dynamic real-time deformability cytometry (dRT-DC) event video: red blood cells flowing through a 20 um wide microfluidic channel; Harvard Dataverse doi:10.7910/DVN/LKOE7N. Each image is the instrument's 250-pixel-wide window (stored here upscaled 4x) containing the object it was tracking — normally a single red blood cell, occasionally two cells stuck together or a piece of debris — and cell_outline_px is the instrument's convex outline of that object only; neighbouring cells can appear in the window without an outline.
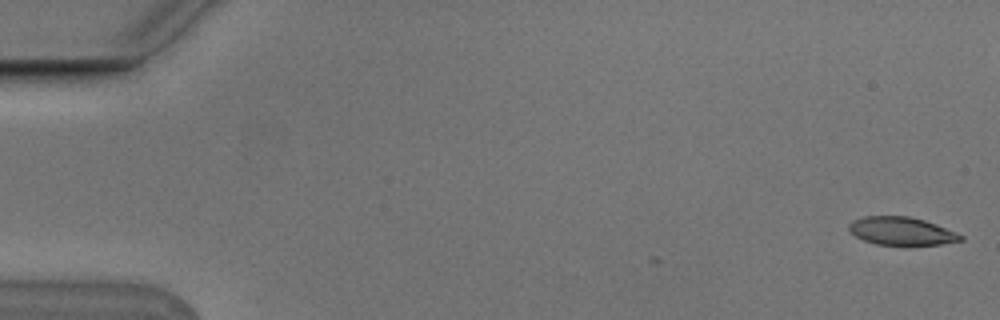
{"species": "Egyptian fruit bat (a non-hibernating species)", "species_latin": "Rousettus aegyptiacus", "temperature_condition": "cold", "stored_images_in_passage": 8, "camera_frame_rate_fps": 3000, "um_per_image_px": 0.085, "animal": {"sex": "male"}, "frame": {"image": 1, "passage_image": 1, "time_ms": 0.0, "image_size_px": [1000, 320], "cell_outline_px": [[964, 240], [940, 244], [876, 244], [864, 240], [856, 236], [848, 228], [848, 224], [852, 220], [864, 216], [908, 216], [924, 220], [936, 224], [956, 232], [964, 236]], "centroid_in_image_um": [76.62, 19.62], "position_along_channel_um": 8.4, "area_um2": 18.03}}
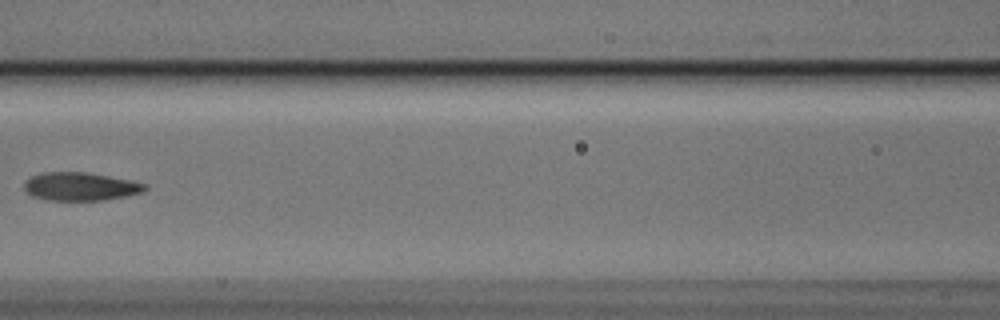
{"frame": {"image": 2, "passage_image": 7, "time_ms": 2.0, "image_size_px": [1000, 320], "cell_outline_px": [[148, 188], [144, 192], [104, 200], [44, 200], [32, 196], [24, 188], [24, 184], [32, 176], [44, 172], [84, 172], [108, 176], [148, 184]], "centroid_in_image_um": [6.85, 15.86], "position_along_channel_um": 159.8, "area_um2": 19.71}}
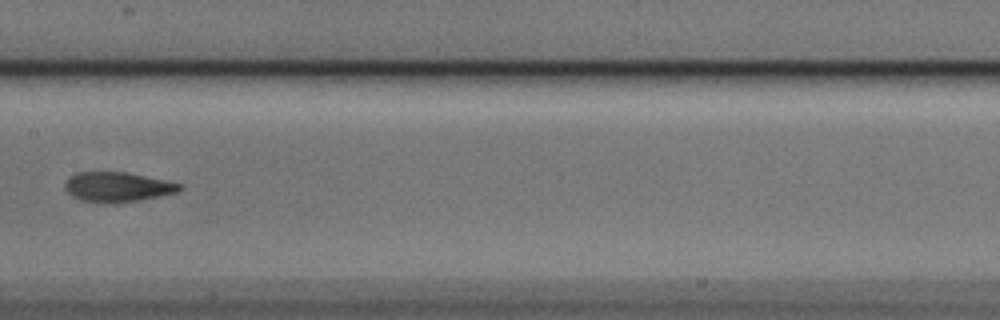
{"frame": {"image": 3, "passage_image": 8, "time_ms": 2.333, "image_size_px": [1000, 320], "cell_outline_px": [[184, 188], [176, 192], [160, 196], [112, 204], [108, 204], [80, 200], [72, 196], [64, 188], [64, 184], [68, 176], [76, 172], [128, 172], [184, 184]], "centroid_in_image_um": [9.97, 15.89], "position_along_channel_um": 197.4, "area_um2": 20.17}}